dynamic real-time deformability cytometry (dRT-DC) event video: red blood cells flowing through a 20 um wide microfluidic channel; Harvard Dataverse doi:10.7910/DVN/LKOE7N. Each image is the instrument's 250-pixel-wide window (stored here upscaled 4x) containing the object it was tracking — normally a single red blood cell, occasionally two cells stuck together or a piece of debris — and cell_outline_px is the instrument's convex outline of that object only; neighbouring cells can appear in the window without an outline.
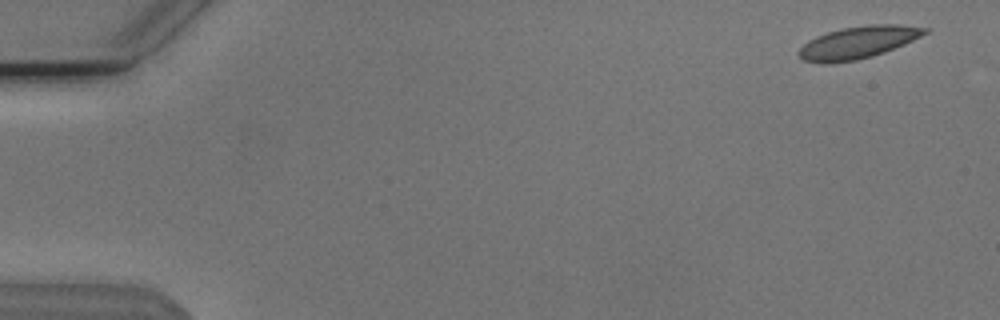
{"species": "Egyptian fruit bat (a non-hibernating species)", "species_latin": "Rousettus aegyptiacus", "temperature_condition": "cold", "stored_images_in_passage": 6, "camera_frame_rate_fps": 3000, "um_per_image_px": 0.085, "animal": {"sex": "male"}, "frame": {"image": 1, "passage_image": 1, "time_ms": 0.0, "image_size_px": [1000, 320], "cell_outline_px": [[932, 28], [928, 32], [904, 44], [884, 52], [872, 56], [856, 60], [828, 64], [824, 64], [804, 60], [800, 56], [800, 48], [808, 40], [816, 36], [840, 28], [868, 24], [900, 24]], "centroid_in_image_um": [72.96, 3.59], "position_along_channel_um": 12.0, "area_um2": 23.7}}